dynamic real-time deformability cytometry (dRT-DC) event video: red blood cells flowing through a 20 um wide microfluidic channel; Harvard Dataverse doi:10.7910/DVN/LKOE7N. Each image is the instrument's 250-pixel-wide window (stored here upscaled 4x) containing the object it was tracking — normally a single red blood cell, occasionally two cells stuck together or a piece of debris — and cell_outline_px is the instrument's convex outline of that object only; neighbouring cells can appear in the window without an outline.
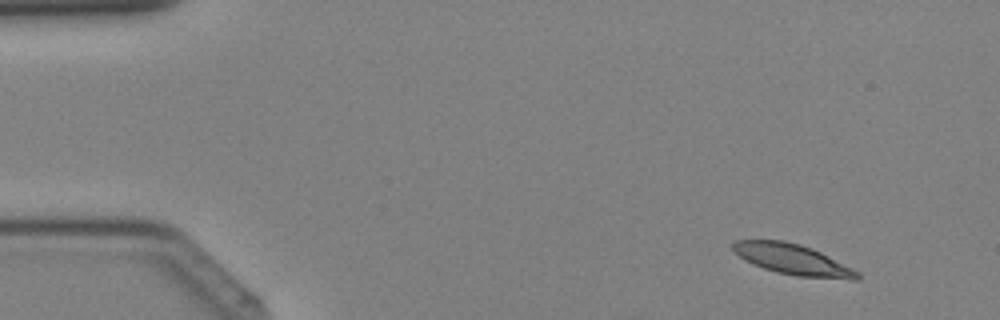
{"species": "Egyptian fruit bat (a non-hibernating species)", "species_latin": "Rousettus aegyptiacus", "temperature_condition": "cold", "stored_images_in_passage": 40, "camera_frame_rate_fps": 3000, "um_per_image_px": 0.085, "animal": {"sex": "female"}, "frame": {"image": 1, "passage_image": 4, "time_ms": 1.0, "image_size_px": [1000, 320], "cell_outline_px": [[860, 280], [852, 280], [796, 276], [776, 272], [752, 264], [744, 260], [732, 252], [732, 244], [736, 240], [784, 240], [800, 244], [812, 248], [860, 272]], "centroid_in_image_um": [67.37, 22.06], "position_along_channel_um": 17.6, "area_um2": 22.37}}
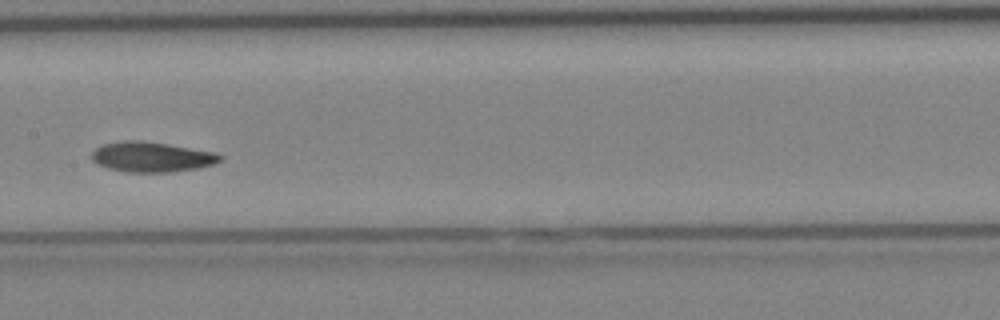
{"frame": {"image": 2, "passage_image": 21, "time_ms": 6.667, "image_size_px": [1000, 320], "cell_outline_px": [[224, 156], [220, 160], [212, 164], [196, 168], [172, 172], [124, 172], [108, 168], [92, 160], [92, 152], [96, 148], [104, 144], [124, 140], [140, 140], [168, 144], [216, 152]], "centroid_in_image_um": [12.9, 13.33], "position_along_channel_um": 194.5, "area_um2": 22.43}}
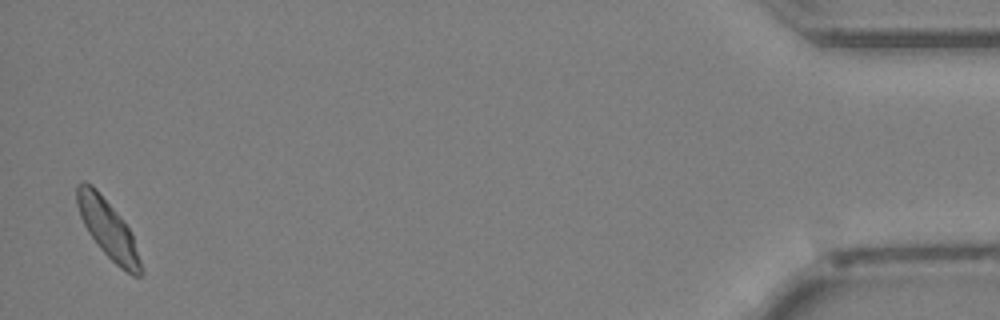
{"frame": {"image": 3, "passage_image": 40, "time_ms": 13.0, "image_size_px": [1000, 320], "cell_outline_px": [[144, 272], [140, 276], [132, 276], [120, 268], [100, 248], [88, 232], [80, 216], [76, 204], [76, 184], [84, 180], [92, 184], [96, 188], [124, 220], [132, 232]], "centroid_in_image_um": [9.18, 19.44], "position_along_channel_um": 426.0, "area_um2": 21.96}}